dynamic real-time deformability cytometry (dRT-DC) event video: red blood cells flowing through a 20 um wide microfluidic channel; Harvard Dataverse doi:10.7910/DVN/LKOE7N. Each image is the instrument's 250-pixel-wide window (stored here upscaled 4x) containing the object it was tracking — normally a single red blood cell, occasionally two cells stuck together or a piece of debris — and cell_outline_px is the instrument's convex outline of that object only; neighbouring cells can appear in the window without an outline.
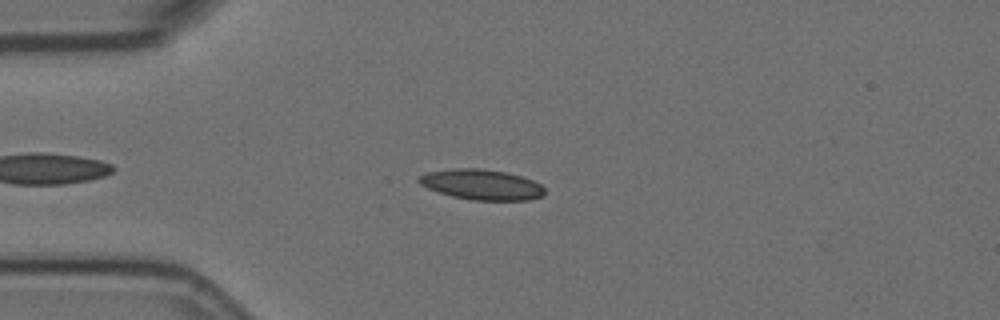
{"species": "Egyptian fruit bat (a non-hibernating species)", "species_latin": "Rousettus aegyptiacus", "temperature_condition": "room temperature", "stored_images_in_passage": 5, "camera_frame_rate_fps": 3000, "um_per_image_px": 0.085, "animal": {"sex": "female"}, "frame": {"image": 1, "passage_image": 4, "time_ms": 1.0, "image_size_px": [1000, 320], "cell_outline_px": [[544, 196], [528, 200], [472, 200], [452, 196], [428, 188], [420, 184], [416, 180], [420, 176], [428, 172], [452, 168], [480, 168], [508, 172], [532, 180], [540, 184], [544, 188]], "centroid_in_image_um": [40.94, 15.68], "position_along_channel_um": 44.1, "area_um2": 22.25}}